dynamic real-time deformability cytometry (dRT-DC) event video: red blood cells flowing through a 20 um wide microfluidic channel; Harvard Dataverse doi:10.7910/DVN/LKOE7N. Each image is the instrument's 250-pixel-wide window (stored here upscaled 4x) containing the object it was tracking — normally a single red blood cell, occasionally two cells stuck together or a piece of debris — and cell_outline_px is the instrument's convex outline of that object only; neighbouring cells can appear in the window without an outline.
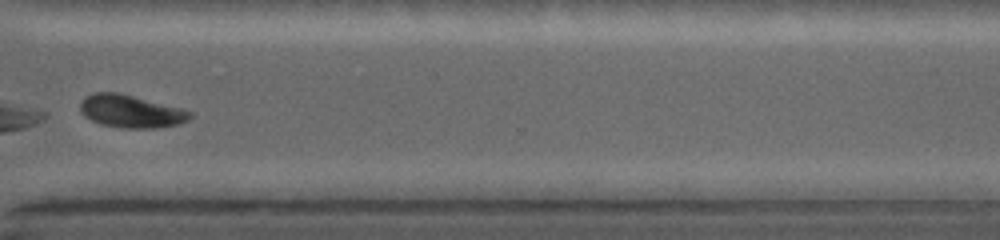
{"species": "common noctule bat (a hibernating species)", "species_latin": "Nyctalus noctula", "temperature_condition": "warm", "stored_images_in_passage": 23, "camera_frame_rate_fps": 5000, "um_per_image_px": 0.085, "animal": {"sex": "female", "body_mass_g": 19.0, "forearm_length_mm": 53.3}, "frame": {"image": 1, "passage_image": 20, "time_ms": 6.8, "image_size_px": [1000, 240], "cell_outline_px": [[192, 116], [188, 120], [180, 124], [156, 128], [124, 128], [100, 124], [84, 116], [80, 112], [80, 100], [84, 96], [92, 92], [120, 92], [184, 108], [192, 112]], "centroid_in_image_um": [11.13, 9.44], "position_along_channel_um": 359.5, "area_um2": 21.44}}